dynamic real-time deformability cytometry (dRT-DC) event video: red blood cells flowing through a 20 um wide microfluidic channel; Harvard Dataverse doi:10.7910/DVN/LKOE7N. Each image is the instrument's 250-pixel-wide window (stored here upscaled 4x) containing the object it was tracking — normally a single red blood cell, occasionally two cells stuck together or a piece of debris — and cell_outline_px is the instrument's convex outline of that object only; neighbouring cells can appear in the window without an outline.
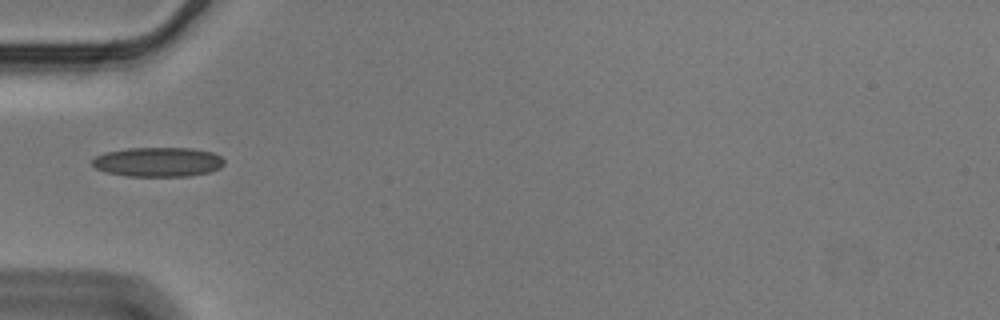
{"species": "Egyptian fruit bat (a non-hibernating species)", "species_latin": "Rousettus aegyptiacus", "temperature_condition": "cold", "stored_images_in_passage": 38, "camera_frame_rate_fps": 3000, "um_per_image_px": 0.085, "animal": {"sex": "male"}, "frame": {"image": 1, "passage_image": 1, "time_ms": 0.0, "image_size_px": [1000, 320], "cell_outline_px": [[224, 164], [220, 168], [208, 172], [188, 176], [128, 176], [104, 172], [96, 168], [92, 164], [92, 160], [96, 156], [104, 152], [128, 148], [192, 148], [212, 152], [220, 156], [224, 160]], "centroid_in_image_um": [13.42, 13.76], "position_along_channel_um": 71.6, "area_um2": 22.72}}
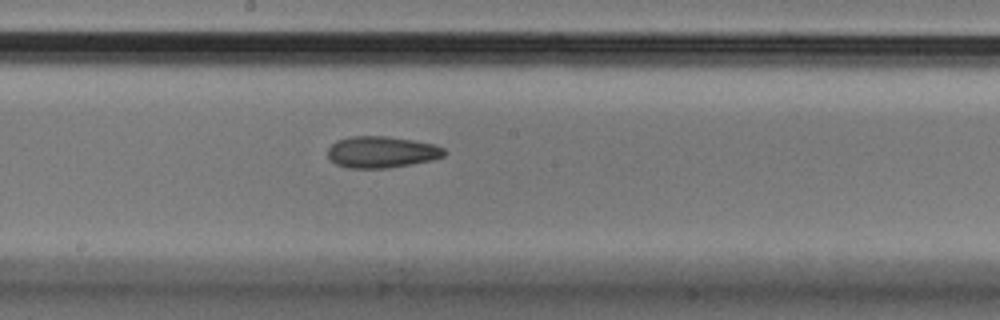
{"frame": {"image": 2, "passage_image": 13, "time_ms": 4.0, "image_size_px": [1000, 320], "cell_outline_px": [[444, 156], [432, 160], [412, 164], [388, 168], [348, 168], [336, 164], [328, 156], [328, 148], [336, 140], [352, 136], [388, 136], [412, 140], [432, 144], [444, 148]], "centroid_in_image_um": [32.42, 12.92], "position_along_channel_um": 215.8, "area_um2": 21.33}}
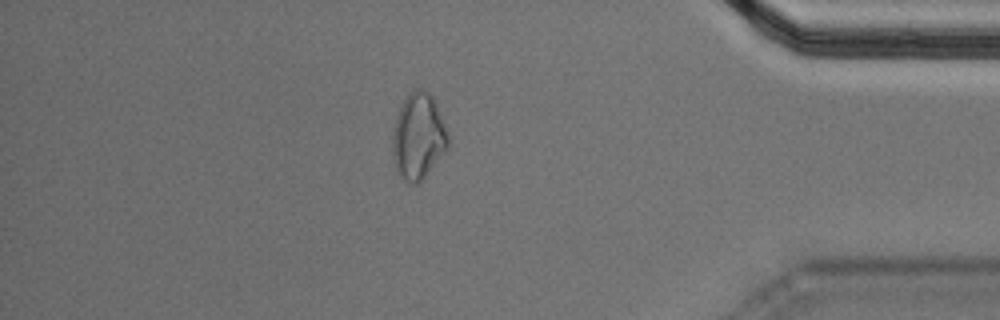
{"frame": {"image": 3, "passage_image": 31, "time_ms": 10.0, "image_size_px": [1000, 320], "cell_outline_px": [[448, 148], [424, 176], [416, 184], [408, 184], [396, 172], [392, 156], [392, 136], [396, 116], [408, 92], [416, 88], [420, 88], [428, 92], [432, 96], [436, 104], [448, 132]], "centroid_in_image_um": [35.53, 11.59], "position_along_channel_um": 399.7, "area_um2": 27.86}, "authors_computed_cell_mechanics": {"area_um2": 21.7328, "velocity_mm_per_s": 3.5744, "shape_relaxation_time_tau1_ms": null, "shape_relaxation_time_tau2_ms": 9.9806, "deformation_change_tau1": null, "deformation_change_tau2": 0.1932}}